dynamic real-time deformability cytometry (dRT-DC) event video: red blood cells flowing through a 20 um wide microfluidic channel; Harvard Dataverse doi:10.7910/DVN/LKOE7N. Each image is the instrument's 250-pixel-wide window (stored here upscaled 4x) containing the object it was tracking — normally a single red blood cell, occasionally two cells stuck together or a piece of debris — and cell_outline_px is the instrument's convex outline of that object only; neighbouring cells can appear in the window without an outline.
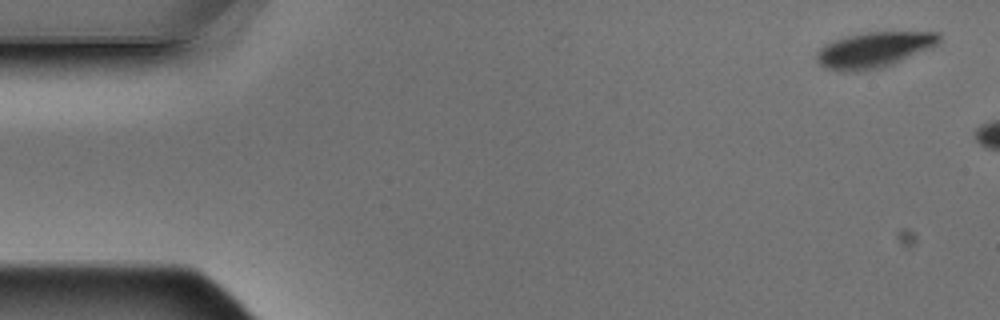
{"species": "Egyptian fruit bat (a non-hibernating species)", "species_latin": "Rousettus aegyptiacus", "temperature_condition": "warm", "stored_images_in_passage": 2, "camera_frame_rate_fps": 3000, "um_per_image_px": 0.085, "animal": {"sex": "male"}, "frame": {"image": 1, "passage_image": 1, "time_ms": 0.0, "image_size_px": [1000, 320], "cell_outline_px": [[940, 44], [932, 48], [892, 64], [880, 68], [856, 72], [840, 72], [828, 68], [820, 64], [816, 60], [816, 52], [824, 44], [848, 36], [868, 32], [940, 32]], "centroid_in_image_um": [74.31, 4.24], "position_along_channel_um": 10.7, "area_um2": 25.43}}